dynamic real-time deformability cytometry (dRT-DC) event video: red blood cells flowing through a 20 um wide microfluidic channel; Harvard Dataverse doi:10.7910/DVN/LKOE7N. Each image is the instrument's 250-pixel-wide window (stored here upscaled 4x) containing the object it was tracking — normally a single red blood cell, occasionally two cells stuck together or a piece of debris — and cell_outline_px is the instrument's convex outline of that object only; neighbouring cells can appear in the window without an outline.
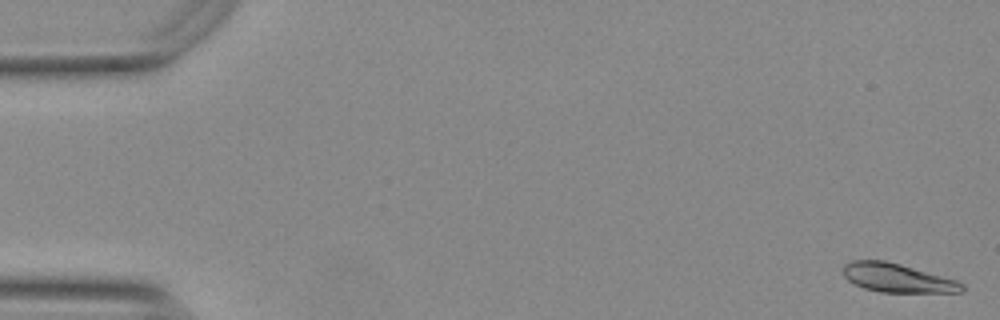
{"species": "Egyptian fruit bat (a non-hibernating species)", "species_latin": "Rousettus aegyptiacus", "temperature_condition": "warm", "stored_images_in_passage": 55, "camera_frame_rate_fps": 3000, "um_per_image_px": 0.085, "animal": {"sex": "female"}, "frame": {"image": 1, "passage_image": 1, "time_ms": 0.0, "image_size_px": [1000, 320], "cell_outline_px": [[964, 292], [880, 292], [864, 288], [848, 280], [844, 276], [844, 264], [852, 260], [884, 260], [900, 264], [956, 280], [964, 284]], "centroid_in_image_um": [76.27, 23.62], "position_along_channel_um": 8.7, "area_um2": 19.71}}
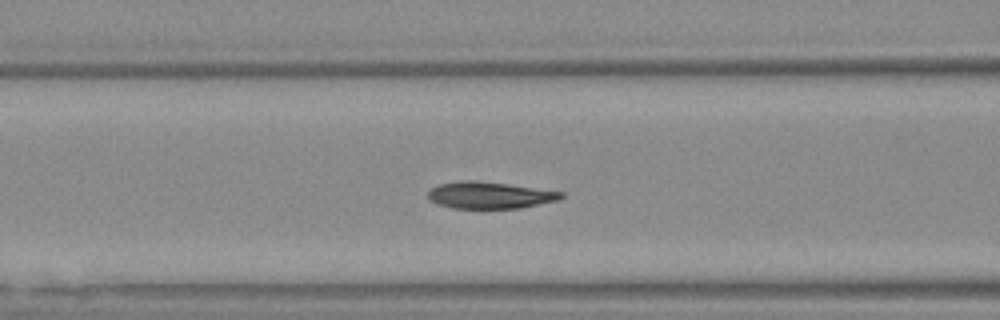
{"frame": {"image": 2, "passage_image": 22, "time_ms": 7.0, "image_size_px": [1000, 320], "cell_outline_px": [[564, 196], [560, 200], [520, 208], [452, 208], [436, 204], [428, 200], [428, 192], [432, 188], [440, 184], [468, 180], [508, 184], [564, 192]], "centroid_in_image_um": [41.63, 16.6], "position_along_channel_um": 125.0, "area_um2": 20.63}}
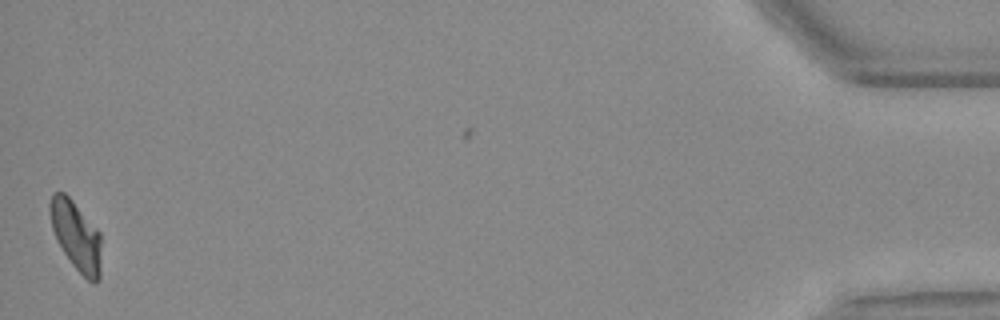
{"frame": {"image": 3, "passage_image": 54, "time_ms": 17.667, "image_size_px": [1000, 320], "cell_outline_px": [[100, 280], [96, 284], [92, 284], [72, 264], [64, 252], [52, 228], [48, 212], [48, 204], [52, 192], [64, 192], [72, 200], [100, 232]], "centroid_in_image_um": [6.46, 20.02], "position_along_channel_um": 428.7, "area_um2": 20.63}, "authors_computed_cell_mechanics": {"area_um2": 20.808, "velocity_mm_per_s": 3.7451, "shape_relaxation_time_tau1_ms": 8.1658, "shape_relaxation_time_tau2_ms": 4.8026, "deformation_change_tau1": 0.197, "deformation_change_tau2": 0.0681}}